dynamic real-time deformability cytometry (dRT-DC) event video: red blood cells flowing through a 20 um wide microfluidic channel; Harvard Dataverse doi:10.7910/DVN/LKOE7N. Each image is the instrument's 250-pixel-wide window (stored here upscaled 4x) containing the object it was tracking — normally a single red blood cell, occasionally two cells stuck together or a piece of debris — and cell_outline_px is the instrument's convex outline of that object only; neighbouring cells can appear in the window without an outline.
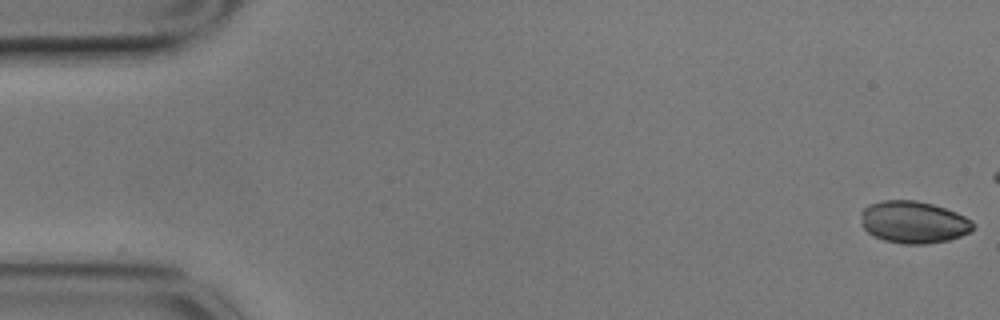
{"species": "common noctule bat (a hibernating species)", "species_latin": "Nyctalus noctula", "temperature_condition": "cold", "stored_images_in_passage": 16, "camera_frame_rate_fps": 3000, "um_per_image_px": 0.085, "animal": {"sex": "male", "body_mass_g": 17.9}, "frame": {"image": 1, "passage_image": 1, "time_ms": 0.0, "image_size_px": [1000, 320], "cell_outline_px": [[976, 228], [960, 236], [948, 240], [924, 244], [904, 244], [884, 240], [868, 232], [864, 228], [860, 212], [868, 204], [884, 200], [916, 200], [932, 204], [956, 212], [972, 220], [976, 224]], "centroid_in_image_um": [77.67, 18.87], "position_along_channel_um": 7.3, "area_um2": 27.51}}